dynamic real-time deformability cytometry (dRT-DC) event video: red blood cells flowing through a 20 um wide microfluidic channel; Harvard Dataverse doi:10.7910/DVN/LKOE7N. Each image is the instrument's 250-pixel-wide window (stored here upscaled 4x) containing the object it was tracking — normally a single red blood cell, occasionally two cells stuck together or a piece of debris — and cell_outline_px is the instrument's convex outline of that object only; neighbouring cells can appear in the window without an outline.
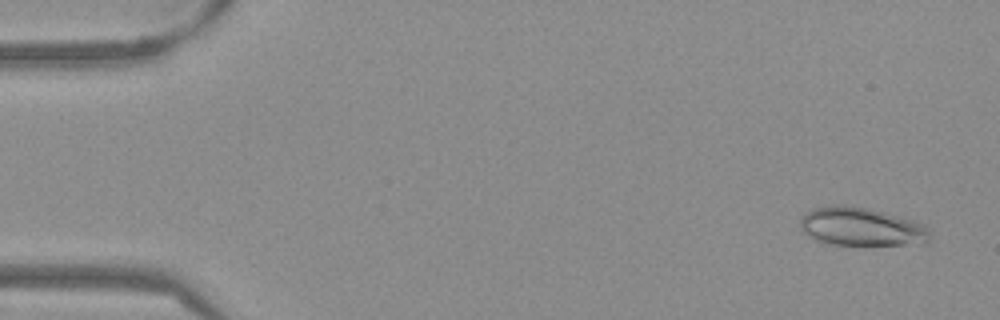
{"species": "Egyptian fruit bat (a non-hibernating species)", "species_latin": "Rousettus aegyptiacus", "temperature_condition": "warm", "stored_images_in_passage": 53, "camera_frame_rate_fps": 3000, "um_per_image_px": 0.085, "frame": {"image": 1, "passage_image": 3, "time_ms": 0.667, "image_size_px": [1000, 320], "cell_outline_px": [[928, 240], [924, 244], [824, 244], [816, 240], [804, 232], [800, 228], [800, 216], [812, 208], [832, 204], [844, 204], [868, 208], [884, 212], [912, 220], [924, 224], [928, 228]], "centroid_in_image_um": [73.15, 19.25], "position_along_channel_um": 11.8, "area_um2": 29.07}}
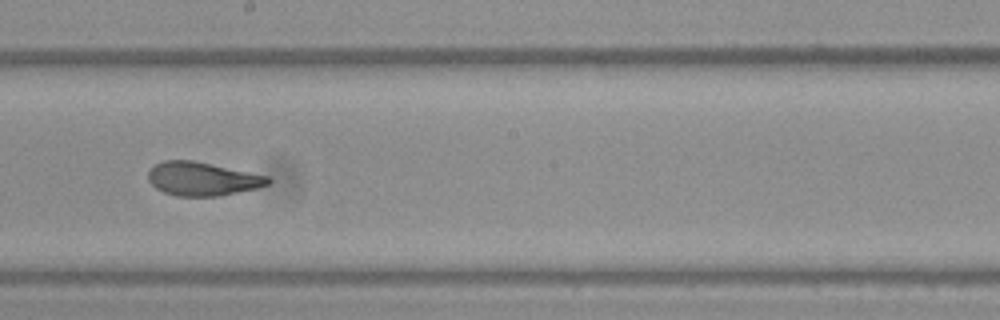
{"frame": {"image": 2, "passage_image": 30, "time_ms": 9.667, "image_size_px": [1000, 320], "cell_outline_px": [[272, 180], [268, 184], [260, 188], [216, 196], [176, 196], [164, 192], [156, 188], [148, 180], [148, 172], [156, 164], [164, 160], [192, 160], [268, 176]], "centroid_in_image_um": [17.2, 15.21], "position_along_channel_um": 231.0, "area_um2": 23.29}}
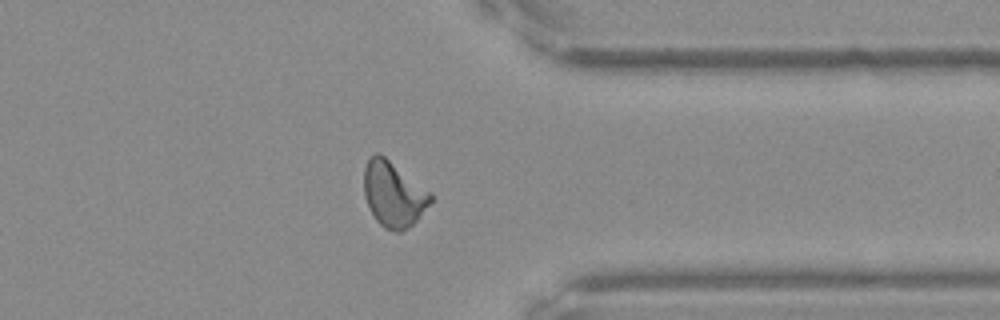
{"frame": {"image": 3, "passage_image": 42, "time_ms": 13.667, "image_size_px": [1000, 320], "cell_outline_px": [[432, 200], [416, 220], [408, 228], [400, 232], [396, 232], [384, 228], [376, 220], [368, 208], [364, 196], [364, 168], [368, 160], [376, 152], [380, 152], [432, 192]], "centroid_in_image_um": [33.43, 16.49], "position_along_channel_um": 378.0, "area_um2": 25.55}, "authors_computed_cell_mechanics": {"area_um2": 24.3916, "velocity_mm_per_s": 3.8368, "shape_relaxation_time_tau1_ms": 5.9462, "shape_relaxation_time_tau2_ms": 1.471, "deformation_change_tau1": 0.1835, "deformation_change_tau2": 0.0925}}